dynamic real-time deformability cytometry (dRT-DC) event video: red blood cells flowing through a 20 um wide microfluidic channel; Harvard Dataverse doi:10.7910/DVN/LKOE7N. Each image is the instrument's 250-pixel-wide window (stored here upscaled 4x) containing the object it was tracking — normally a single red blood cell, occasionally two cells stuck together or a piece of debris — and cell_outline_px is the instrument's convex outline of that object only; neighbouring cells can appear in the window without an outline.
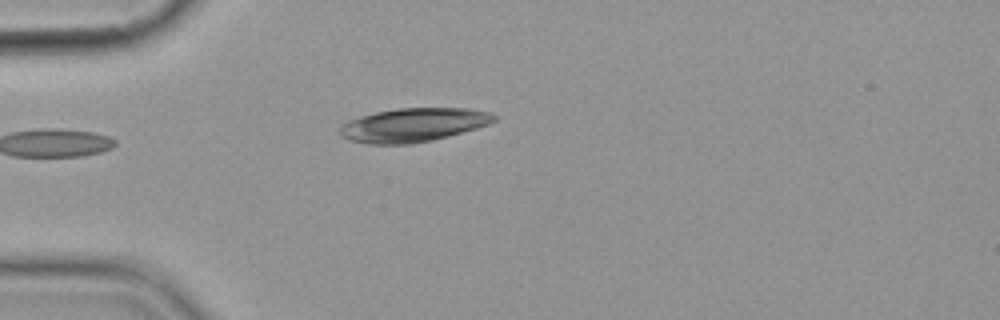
{"species": "common noctule bat (a hibernating species)", "species_latin": "Nyctalus noctula", "temperature_condition": "cold", "stored_images_in_passage": 5, "camera_frame_rate_fps": 3000, "um_per_image_px": 0.085, "animal": {"sex": "female", "body_mass_g": 19.9}, "frame": {"image": 1, "passage_image": 5, "time_ms": 4.667, "image_size_px": [1000, 320], "cell_outline_px": [[496, 120], [488, 124], [476, 128], [448, 136], [432, 140], [412, 144], [368, 144], [348, 140], [340, 136], [340, 128], [348, 120], [360, 116], [376, 112], [400, 108], [468, 108], [488, 112], [496, 116]], "centroid_in_image_um": [35.1, 10.63], "position_along_channel_um": 49.9, "area_um2": 30.23}}